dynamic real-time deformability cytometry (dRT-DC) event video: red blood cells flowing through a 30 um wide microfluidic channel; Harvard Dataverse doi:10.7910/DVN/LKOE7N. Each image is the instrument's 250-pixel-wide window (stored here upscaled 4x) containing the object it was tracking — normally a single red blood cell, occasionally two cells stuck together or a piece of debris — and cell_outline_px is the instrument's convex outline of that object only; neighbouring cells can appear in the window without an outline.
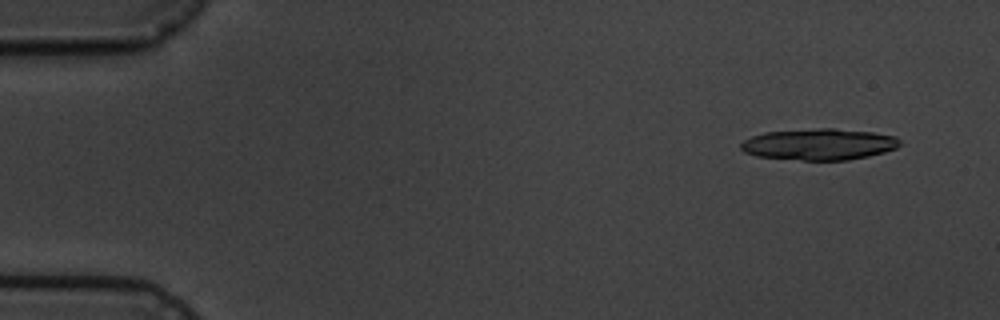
{"species": "common noctule bat (a hibernating species)", "species_latin": "Nyctalus noctula", "temperature_condition": "cold", "stored_images_in_passage": 4, "camera_frame_rate_fps": 3000, "um_per_image_px": 0.085, "animal": {"sex": "male", "body_mass_g": 19.5, "forearm_length_mm": 54.6}, "frame": {"image": 1, "passage_image": 1, "time_ms": 0.0, "image_size_px": [1000, 320], "cell_outline_px": [[900, 144], [896, 148], [884, 152], [868, 156], [848, 160], [804, 160], [756, 156], [744, 152], [740, 148], [740, 144], [744, 140], [752, 136], [764, 132], [820, 128], [836, 128], [872, 132], [896, 136], [900, 140]], "centroid_in_image_um": [69.62, 12.26], "position_along_channel_um": 15.4, "area_um2": 29.07}}